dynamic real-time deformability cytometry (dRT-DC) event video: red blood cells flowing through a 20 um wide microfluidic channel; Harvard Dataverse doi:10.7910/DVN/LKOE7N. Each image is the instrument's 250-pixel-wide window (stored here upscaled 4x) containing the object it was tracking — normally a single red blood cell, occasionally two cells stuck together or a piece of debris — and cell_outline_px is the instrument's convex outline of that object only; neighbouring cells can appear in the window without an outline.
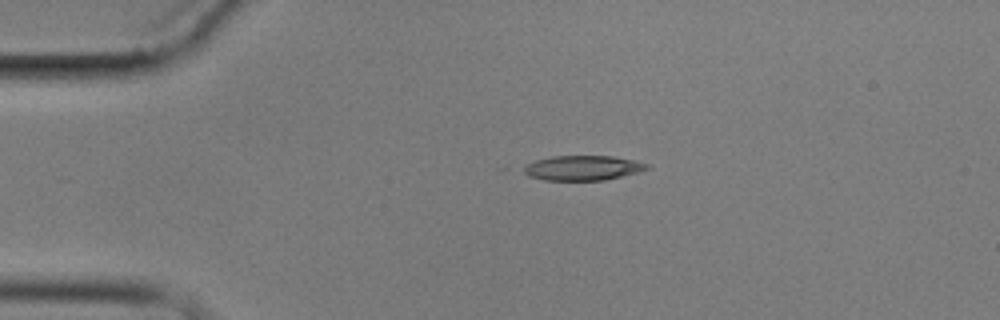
{"species": "common noctule bat (a hibernating species)", "species_latin": "Nyctalus noctula", "temperature_condition": "cold", "stored_images_in_passage": 5, "camera_frame_rate_fps": 3000, "um_per_image_px": 0.085, "animal": {"sex": "male", "body_mass_g": 17.9}, "frame": {"image": 1, "passage_image": 5, "time_ms": 6.0, "image_size_px": [1000, 320], "cell_outline_px": [[652, 168], [640, 172], [604, 180], [544, 180], [528, 176], [520, 168], [536, 160], [552, 156], [612, 156], [636, 160], [648, 164]], "centroid_in_image_um": [49.56, 14.27], "position_along_channel_um": 35.4, "area_um2": 17.98}}